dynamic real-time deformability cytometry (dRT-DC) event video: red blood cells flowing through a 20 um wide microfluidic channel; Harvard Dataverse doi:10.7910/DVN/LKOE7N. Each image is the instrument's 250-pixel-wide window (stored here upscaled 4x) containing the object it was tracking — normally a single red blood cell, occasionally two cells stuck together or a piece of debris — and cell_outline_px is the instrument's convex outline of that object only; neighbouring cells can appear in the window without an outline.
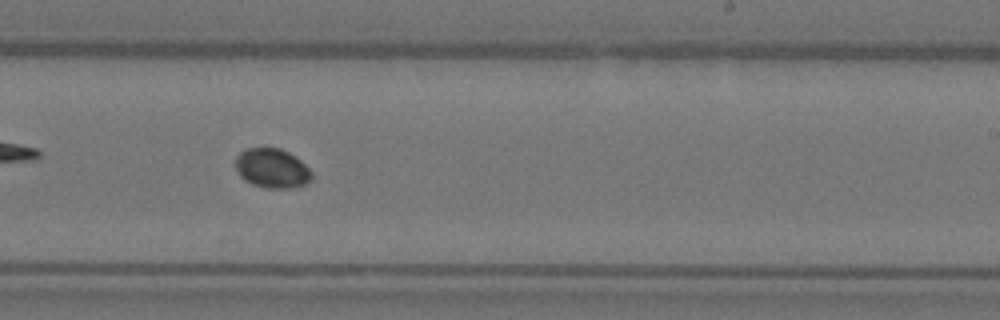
{"species": "Egyptian fruit bat (a non-hibernating species)", "species_latin": "Rousettus aegyptiacus", "temperature_condition": "warm", "stored_images_in_passage": 41, "camera_frame_rate_fps": 3000, "um_per_image_px": 0.085, "animal": {"sex": "female"}, "frame": {"image": 1, "passage_image": 25, "time_ms": 8.0, "image_size_px": [1000, 320], "cell_outline_px": [[312, 180], [304, 184], [288, 188], [264, 188], [252, 184], [244, 180], [240, 176], [236, 168], [236, 156], [240, 152], [248, 148], [280, 148], [296, 156], [312, 172]], "centroid_in_image_um": [23.12, 14.3], "position_along_channel_um": 265.9, "area_um2": 17.51}}